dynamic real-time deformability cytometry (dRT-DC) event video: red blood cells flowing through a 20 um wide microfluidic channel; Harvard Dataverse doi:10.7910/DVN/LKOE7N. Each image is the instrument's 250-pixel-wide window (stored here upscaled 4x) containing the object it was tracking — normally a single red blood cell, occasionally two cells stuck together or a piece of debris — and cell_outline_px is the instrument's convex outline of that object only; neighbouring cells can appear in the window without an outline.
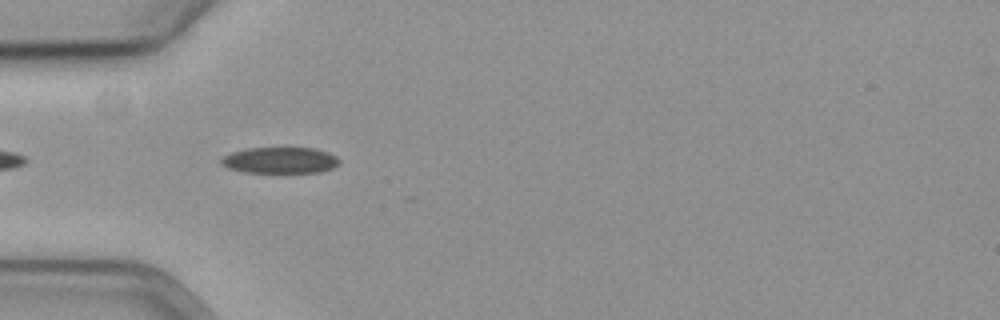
{"species": "common noctule bat (a hibernating species)", "species_latin": "Nyctalus noctula", "temperature_condition": "cold", "stored_images_in_passage": 7, "camera_frame_rate_fps": 3000, "um_per_image_px": 0.085, "animal": {"sex": "female", "body_mass_g": 19.3, "forearm_length_mm": 54.1}, "frame": {"image": 1, "passage_image": 3, "time_ms": 0.667, "image_size_px": [1000, 320], "cell_outline_px": [[340, 164], [332, 168], [320, 172], [244, 172], [228, 168], [220, 164], [220, 160], [224, 156], [232, 152], [248, 148], [316, 148], [328, 152], [336, 156], [340, 160]], "centroid_in_image_um": [23.82, 13.62], "position_along_channel_um": 61.2, "area_um2": 18.03}}